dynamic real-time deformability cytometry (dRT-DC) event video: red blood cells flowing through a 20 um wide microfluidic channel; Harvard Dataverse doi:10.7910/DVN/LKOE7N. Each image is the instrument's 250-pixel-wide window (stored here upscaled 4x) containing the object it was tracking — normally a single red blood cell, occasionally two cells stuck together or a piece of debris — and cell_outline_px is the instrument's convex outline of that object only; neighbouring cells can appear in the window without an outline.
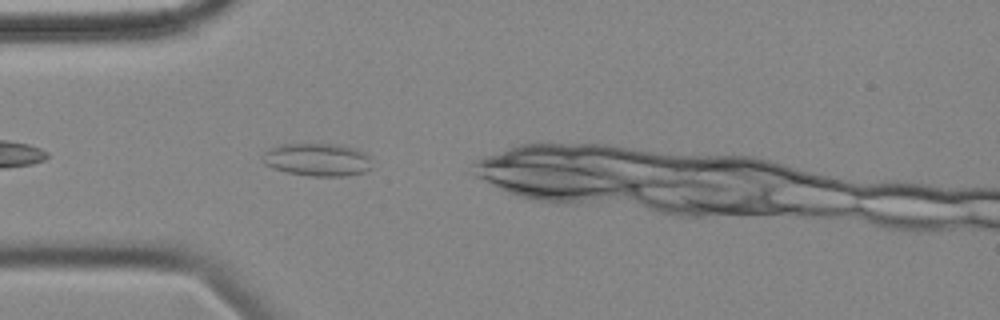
{"species": "common noctule bat (a hibernating species)", "species_latin": "Nyctalus noctula", "temperature_condition": "cold", "stored_images_in_passage": 1, "camera_frame_rate_fps": 3000, "um_per_image_px": 0.085, "animal": {"sex": "female", "body_mass_g": 18.4}, "frame": {"image": 1, "passage_image": 1, "time_ms": 0.0, "image_size_px": [1000, 320], "cell_outline_px": [[372, 168], [364, 172], [344, 176], [312, 176], [288, 172], [264, 164], [260, 156], [268, 148], [280, 144], [344, 144], [356, 148], [364, 152], [368, 156]], "centroid_in_image_um": [26.97, 13.55], "position_along_channel_um": 58.0, "area_um2": 21.1}}